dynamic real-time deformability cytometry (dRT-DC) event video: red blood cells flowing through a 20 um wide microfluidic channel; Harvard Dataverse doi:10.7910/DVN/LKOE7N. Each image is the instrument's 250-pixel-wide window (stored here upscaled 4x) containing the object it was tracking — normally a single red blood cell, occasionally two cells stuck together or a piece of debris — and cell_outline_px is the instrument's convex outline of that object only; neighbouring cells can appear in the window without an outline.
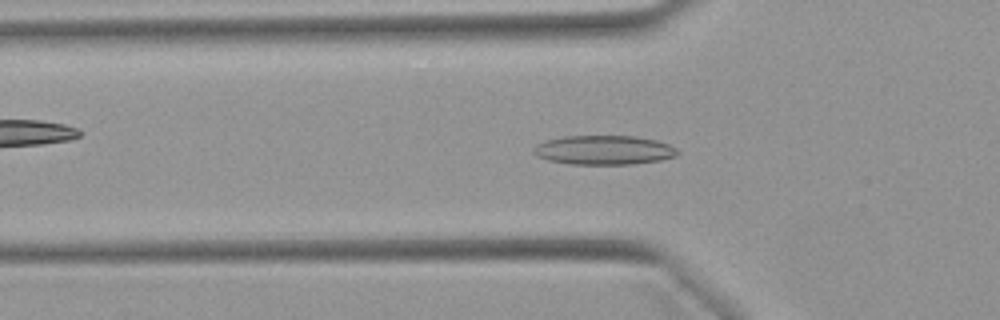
{"species": "Egyptian fruit bat (a non-hibernating species)", "species_latin": "Rousettus aegyptiacus", "temperature_condition": "warm", "stored_images_in_passage": 39, "camera_frame_rate_fps": 3000, "um_per_image_px": 0.085, "animal": {"sex": "female"}, "frame": {"image": 1, "passage_image": 4, "time_ms": 1.0, "image_size_px": [1000, 320], "cell_outline_px": [[680, 152], [676, 156], [660, 160], [632, 164], [572, 164], [548, 160], [536, 156], [532, 152], [532, 148], [536, 144], [544, 140], [564, 136], [636, 136], [656, 140], [668, 144], [676, 148]], "centroid_in_image_um": [51.3, 12.75], "position_along_channel_um": 74.5, "area_um2": 24.68}}
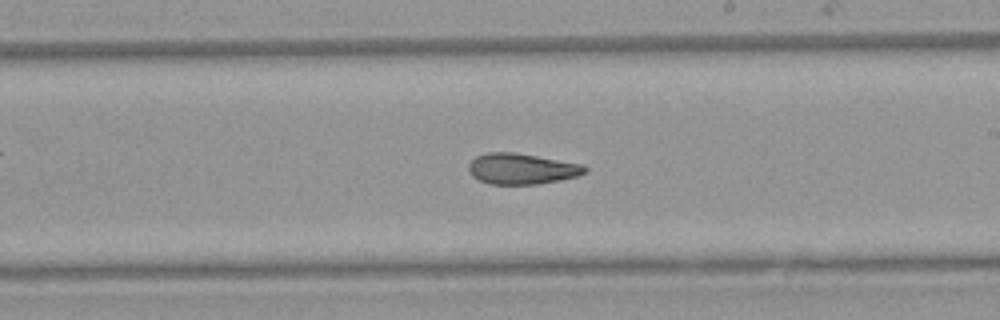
{"frame": {"image": 2, "passage_image": 17, "time_ms": 5.333, "image_size_px": [1000, 320], "cell_outline_px": [[588, 172], [576, 176], [560, 180], [536, 184], [488, 184], [472, 176], [468, 172], [468, 164], [476, 156], [488, 152], [516, 152], [584, 164], [588, 168]], "centroid_in_image_um": [44.35, 14.34], "position_along_channel_um": 244.6, "area_um2": 21.1}}
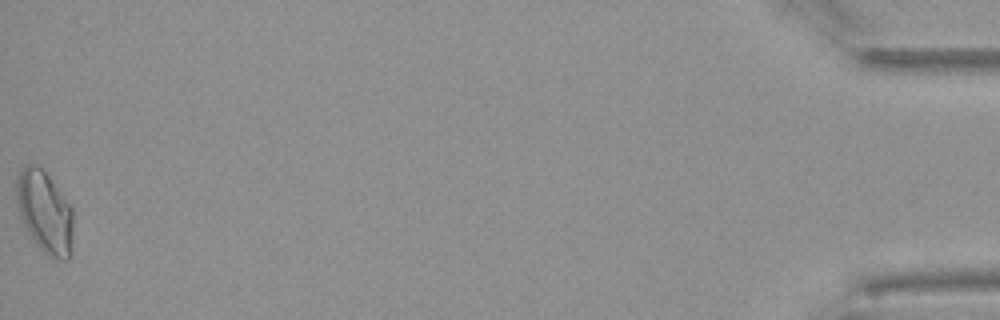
{"frame": {"image": 3, "passage_image": 39, "time_ms": 12.667, "image_size_px": [1000, 320], "cell_outline_px": [[72, 240], [68, 260], [56, 260], [48, 256], [36, 244], [20, 220], [16, 200], [16, 180], [20, 172], [28, 164], [36, 164], [48, 176], [72, 208]], "centroid_in_image_um": [3.78, 18.06], "position_along_channel_um": 431.4, "area_um2": 26.93}, "authors_computed_cell_mechanics": {"area_um2": 21.7328, "velocity_mm_per_s": 3.9229, "shape_relaxation_time_tau1_ms": null, "shape_relaxation_time_tau2_ms": 3.8522, "deformation_change_tau1": null, "deformation_change_tau2": 0.1191}}